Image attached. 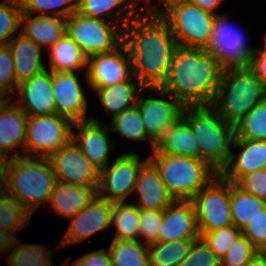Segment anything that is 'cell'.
<instances>
[{"label":"cell","mask_w":266,"mask_h":266,"mask_svg":"<svg viewBox=\"0 0 266 266\" xmlns=\"http://www.w3.org/2000/svg\"><path fill=\"white\" fill-rule=\"evenodd\" d=\"M123 44L132 75L145 87H161L167 80L177 47L168 23L141 10L123 29Z\"/></svg>","instance_id":"1"},{"label":"cell","mask_w":266,"mask_h":266,"mask_svg":"<svg viewBox=\"0 0 266 266\" xmlns=\"http://www.w3.org/2000/svg\"><path fill=\"white\" fill-rule=\"evenodd\" d=\"M224 69L205 49L177 46L160 87L183 107L211 106Z\"/></svg>","instance_id":"2"},{"label":"cell","mask_w":266,"mask_h":266,"mask_svg":"<svg viewBox=\"0 0 266 266\" xmlns=\"http://www.w3.org/2000/svg\"><path fill=\"white\" fill-rule=\"evenodd\" d=\"M56 181L48 158L24 155L6 160L4 191L32 215L41 203L48 205Z\"/></svg>","instance_id":"3"},{"label":"cell","mask_w":266,"mask_h":266,"mask_svg":"<svg viewBox=\"0 0 266 266\" xmlns=\"http://www.w3.org/2000/svg\"><path fill=\"white\" fill-rule=\"evenodd\" d=\"M181 117L189 124L197 140L199 159L220 173L230 158L235 127L212 106L184 107Z\"/></svg>","instance_id":"4"},{"label":"cell","mask_w":266,"mask_h":266,"mask_svg":"<svg viewBox=\"0 0 266 266\" xmlns=\"http://www.w3.org/2000/svg\"><path fill=\"white\" fill-rule=\"evenodd\" d=\"M266 99V87L248 68L223 71L212 107L234 127L258 103Z\"/></svg>","instance_id":"5"},{"label":"cell","mask_w":266,"mask_h":266,"mask_svg":"<svg viewBox=\"0 0 266 266\" xmlns=\"http://www.w3.org/2000/svg\"><path fill=\"white\" fill-rule=\"evenodd\" d=\"M148 158L174 200L191 201L219 174L207 162L193 157L150 153Z\"/></svg>","instance_id":"6"},{"label":"cell","mask_w":266,"mask_h":266,"mask_svg":"<svg viewBox=\"0 0 266 266\" xmlns=\"http://www.w3.org/2000/svg\"><path fill=\"white\" fill-rule=\"evenodd\" d=\"M123 27L114 22L90 18L79 12L67 18L66 33L87 57L114 51L123 43Z\"/></svg>","instance_id":"7"},{"label":"cell","mask_w":266,"mask_h":266,"mask_svg":"<svg viewBox=\"0 0 266 266\" xmlns=\"http://www.w3.org/2000/svg\"><path fill=\"white\" fill-rule=\"evenodd\" d=\"M215 16L186 2L173 7L162 18L168 23L177 46L205 49L212 39Z\"/></svg>","instance_id":"8"},{"label":"cell","mask_w":266,"mask_h":266,"mask_svg":"<svg viewBox=\"0 0 266 266\" xmlns=\"http://www.w3.org/2000/svg\"><path fill=\"white\" fill-rule=\"evenodd\" d=\"M72 125L57 114L28 117L24 155L48 158L72 139Z\"/></svg>","instance_id":"9"},{"label":"cell","mask_w":266,"mask_h":266,"mask_svg":"<svg viewBox=\"0 0 266 266\" xmlns=\"http://www.w3.org/2000/svg\"><path fill=\"white\" fill-rule=\"evenodd\" d=\"M200 237L208 231L233 225L230 212V181L216 175L191 200Z\"/></svg>","instance_id":"10"},{"label":"cell","mask_w":266,"mask_h":266,"mask_svg":"<svg viewBox=\"0 0 266 266\" xmlns=\"http://www.w3.org/2000/svg\"><path fill=\"white\" fill-rule=\"evenodd\" d=\"M233 26L229 22V15L217 14L213 23L212 39L205 48L209 55L220 62L224 70L248 67L255 52V48L246 44V35Z\"/></svg>","instance_id":"11"},{"label":"cell","mask_w":266,"mask_h":266,"mask_svg":"<svg viewBox=\"0 0 266 266\" xmlns=\"http://www.w3.org/2000/svg\"><path fill=\"white\" fill-rule=\"evenodd\" d=\"M148 160L141 161L136 152L117 156L99 171L97 195L111 202H125L134 193L139 171Z\"/></svg>","instance_id":"12"},{"label":"cell","mask_w":266,"mask_h":266,"mask_svg":"<svg viewBox=\"0 0 266 266\" xmlns=\"http://www.w3.org/2000/svg\"><path fill=\"white\" fill-rule=\"evenodd\" d=\"M147 92L157 96L145 98L140 94L136 106L147 137L156 145L166 130L181 117L184 107L160 87L147 88Z\"/></svg>","instance_id":"13"},{"label":"cell","mask_w":266,"mask_h":266,"mask_svg":"<svg viewBox=\"0 0 266 266\" xmlns=\"http://www.w3.org/2000/svg\"><path fill=\"white\" fill-rule=\"evenodd\" d=\"M48 160L57 181L98 188L99 170L89 162L72 139L50 155Z\"/></svg>","instance_id":"14"},{"label":"cell","mask_w":266,"mask_h":266,"mask_svg":"<svg viewBox=\"0 0 266 266\" xmlns=\"http://www.w3.org/2000/svg\"><path fill=\"white\" fill-rule=\"evenodd\" d=\"M85 79L91 88H104L127 81L132 76L131 61L122 43L114 51L88 57Z\"/></svg>","instance_id":"15"},{"label":"cell","mask_w":266,"mask_h":266,"mask_svg":"<svg viewBox=\"0 0 266 266\" xmlns=\"http://www.w3.org/2000/svg\"><path fill=\"white\" fill-rule=\"evenodd\" d=\"M112 206L113 202L96 194L82 211L67 219L71 222L59 248L81 243L97 232L109 228Z\"/></svg>","instance_id":"16"},{"label":"cell","mask_w":266,"mask_h":266,"mask_svg":"<svg viewBox=\"0 0 266 266\" xmlns=\"http://www.w3.org/2000/svg\"><path fill=\"white\" fill-rule=\"evenodd\" d=\"M109 131L107 125L91 116L72 125V140L99 171L109 164L110 149L115 147L108 137Z\"/></svg>","instance_id":"17"},{"label":"cell","mask_w":266,"mask_h":266,"mask_svg":"<svg viewBox=\"0 0 266 266\" xmlns=\"http://www.w3.org/2000/svg\"><path fill=\"white\" fill-rule=\"evenodd\" d=\"M76 72L52 71V88L56 114L73 123L88 120V100Z\"/></svg>","instance_id":"18"},{"label":"cell","mask_w":266,"mask_h":266,"mask_svg":"<svg viewBox=\"0 0 266 266\" xmlns=\"http://www.w3.org/2000/svg\"><path fill=\"white\" fill-rule=\"evenodd\" d=\"M14 103L27 115L39 116L56 114L52 88V71L45 69L18 84Z\"/></svg>","instance_id":"19"},{"label":"cell","mask_w":266,"mask_h":266,"mask_svg":"<svg viewBox=\"0 0 266 266\" xmlns=\"http://www.w3.org/2000/svg\"><path fill=\"white\" fill-rule=\"evenodd\" d=\"M199 238L196 212L192 201L175 200L163 210L158 242Z\"/></svg>","instance_id":"20"},{"label":"cell","mask_w":266,"mask_h":266,"mask_svg":"<svg viewBox=\"0 0 266 266\" xmlns=\"http://www.w3.org/2000/svg\"><path fill=\"white\" fill-rule=\"evenodd\" d=\"M232 147L241 151L236 155L231 150L228 163L219 173L226 180L236 183L246 174L266 168V141L247 140L235 135Z\"/></svg>","instance_id":"21"},{"label":"cell","mask_w":266,"mask_h":266,"mask_svg":"<svg viewBox=\"0 0 266 266\" xmlns=\"http://www.w3.org/2000/svg\"><path fill=\"white\" fill-rule=\"evenodd\" d=\"M11 102L9 101L0 111V156L6 160L24 156L28 122V115ZM19 147L23 148L21 155L17 150Z\"/></svg>","instance_id":"22"},{"label":"cell","mask_w":266,"mask_h":266,"mask_svg":"<svg viewBox=\"0 0 266 266\" xmlns=\"http://www.w3.org/2000/svg\"><path fill=\"white\" fill-rule=\"evenodd\" d=\"M134 194L138 199L135 205L141 210H164L175 201L150 160L139 171Z\"/></svg>","instance_id":"23"},{"label":"cell","mask_w":266,"mask_h":266,"mask_svg":"<svg viewBox=\"0 0 266 266\" xmlns=\"http://www.w3.org/2000/svg\"><path fill=\"white\" fill-rule=\"evenodd\" d=\"M141 10L139 0H77V12L90 18L118 23L123 28Z\"/></svg>","instance_id":"24"},{"label":"cell","mask_w":266,"mask_h":266,"mask_svg":"<svg viewBox=\"0 0 266 266\" xmlns=\"http://www.w3.org/2000/svg\"><path fill=\"white\" fill-rule=\"evenodd\" d=\"M67 18L27 14L22 11L20 31L25 38L31 39L42 49H49L66 33Z\"/></svg>","instance_id":"25"},{"label":"cell","mask_w":266,"mask_h":266,"mask_svg":"<svg viewBox=\"0 0 266 266\" xmlns=\"http://www.w3.org/2000/svg\"><path fill=\"white\" fill-rule=\"evenodd\" d=\"M7 45L12 53L14 73L18 83L47 69L42 59L45 50L31 39L25 38L19 33Z\"/></svg>","instance_id":"26"},{"label":"cell","mask_w":266,"mask_h":266,"mask_svg":"<svg viewBox=\"0 0 266 266\" xmlns=\"http://www.w3.org/2000/svg\"><path fill=\"white\" fill-rule=\"evenodd\" d=\"M97 92L99 101L107 115L112 118L123 111L136 106L140 94L146 92L145 88L133 75L119 84L104 88H92Z\"/></svg>","instance_id":"27"},{"label":"cell","mask_w":266,"mask_h":266,"mask_svg":"<svg viewBox=\"0 0 266 266\" xmlns=\"http://www.w3.org/2000/svg\"><path fill=\"white\" fill-rule=\"evenodd\" d=\"M96 194L97 188L56 181L48 205L55 213L69 219L82 211Z\"/></svg>","instance_id":"28"},{"label":"cell","mask_w":266,"mask_h":266,"mask_svg":"<svg viewBox=\"0 0 266 266\" xmlns=\"http://www.w3.org/2000/svg\"><path fill=\"white\" fill-rule=\"evenodd\" d=\"M151 153H164L199 159L197 140L189 124L182 117L166 130Z\"/></svg>","instance_id":"29"},{"label":"cell","mask_w":266,"mask_h":266,"mask_svg":"<svg viewBox=\"0 0 266 266\" xmlns=\"http://www.w3.org/2000/svg\"><path fill=\"white\" fill-rule=\"evenodd\" d=\"M50 71L76 72L87 69L88 57L80 47L65 33L48 49Z\"/></svg>","instance_id":"30"},{"label":"cell","mask_w":266,"mask_h":266,"mask_svg":"<svg viewBox=\"0 0 266 266\" xmlns=\"http://www.w3.org/2000/svg\"><path fill=\"white\" fill-rule=\"evenodd\" d=\"M266 207V201L243 191L230 182V212L232 223L242 230Z\"/></svg>","instance_id":"31"},{"label":"cell","mask_w":266,"mask_h":266,"mask_svg":"<svg viewBox=\"0 0 266 266\" xmlns=\"http://www.w3.org/2000/svg\"><path fill=\"white\" fill-rule=\"evenodd\" d=\"M140 209L134 203L113 202L111 226H115L113 240L140 241Z\"/></svg>","instance_id":"32"},{"label":"cell","mask_w":266,"mask_h":266,"mask_svg":"<svg viewBox=\"0 0 266 266\" xmlns=\"http://www.w3.org/2000/svg\"><path fill=\"white\" fill-rule=\"evenodd\" d=\"M195 240L156 242L148 245L149 266H179Z\"/></svg>","instance_id":"33"},{"label":"cell","mask_w":266,"mask_h":266,"mask_svg":"<svg viewBox=\"0 0 266 266\" xmlns=\"http://www.w3.org/2000/svg\"><path fill=\"white\" fill-rule=\"evenodd\" d=\"M108 251L112 266H149L148 245L141 241L112 240Z\"/></svg>","instance_id":"34"},{"label":"cell","mask_w":266,"mask_h":266,"mask_svg":"<svg viewBox=\"0 0 266 266\" xmlns=\"http://www.w3.org/2000/svg\"><path fill=\"white\" fill-rule=\"evenodd\" d=\"M16 237L7 257V266H52L51 251L44 244L20 243ZM51 259V260H50Z\"/></svg>","instance_id":"35"},{"label":"cell","mask_w":266,"mask_h":266,"mask_svg":"<svg viewBox=\"0 0 266 266\" xmlns=\"http://www.w3.org/2000/svg\"><path fill=\"white\" fill-rule=\"evenodd\" d=\"M112 127L110 131L113 133H119L121 137L127 140L135 142L148 141L151 147V152L155 148V144L147 137L139 109L134 106L130 109L123 111L122 113L114 116L111 121Z\"/></svg>","instance_id":"36"},{"label":"cell","mask_w":266,"mask_h":266,"mask_svg":"<svg viewBox=\"0 0 266 266\" xmlns=\"http://www.w3.org/2000/svg\"><path fill=\"white\" fill-rule=\"evenodd\" d=\"M31 217L32 214L5 191L0 192V230L16 238V233L29 224Z\"/></svg>","instance_id":"37"},{"label":"cell","mask_w":266,"mask_h":266,"mask_svg":"<svg viewBox=\"0 0 266 266\" xmlns=\"http://www.w3.org/2000/svg\"><path fill=\"white\" fill-rule=\"evenodd\" d=\"M235 135L247 140L266 141V99L255 105L235 126Z\"/></svg>","instance_id":"38"},{"label":"cell","mask_w":266,"mask_h":266,"mask_svg":"<svg viewBox=\"0 0 266 266\" xmlns=\"http://www.w3.org/2000/svg\"><path fill=\"white\" fill-rule=\"evenodd\" d=\"M22 11L27 14L68 18L77 11V0H20Z\"/></svg>","instance_id":"39"},{"label":"cell","mask_w":266,"mask_h":266,"mask_svg":"<svg viewBox=\"0 0 266 266\" xmlns=\"http://www.w3.org/2000/svg\"><path fill=\"white\" fill-rule=\"evenodd\" d=\"M21 14L20 0L0 2V45H7L19 30Z\"/></svg>","instance_id":"40"},{"label":"cell","mask_w":266,"mask_h":266,"mask_svg":"<svg viewBox=\"0 0 266 266\" xmlns=\"http://www.w3.org/2000/svg\"><path fill=\"white\" fill-rule=\"evenodd\" d=\"M241 234L242 230L234 225H229L205 232L201 238L220 259L228 252L233 242H235Z\"/></svg>","instance_id":"41"},{"label":"cell","mask_w":266,"mask_h":266,"mask_svg":"<svg viewBox=\"0 0 266 266\" xmlns=\"http://www.w3.org/2000/svg\"><path fill=\"white\" fill-rule=\"evenodd\" d=\"M259 251L241 234L228 252L220 258V266H246Z\"/></svg>","instance_id":"42"},{"label":"cell","mask_w":266,"mask_h":266,"mask_svg":"<svg viewBox=\"0 0 266 266\" xmlns=\"http://www.w3.org/2000/svg\"><path fill=\"white\" fill-rule=\"evenodd\" d=\"M18 84L14 73L11 50L8 45H0V93L12 99Z\"/></svg>","instance_id":"43"},{"label":"cell","mask_w":266,"mask_h":266,"mask_svg":"<svg viewBox=\"0 0 266 266\" xmlns=\"http://www.w3.org/2000/svg\"><path fill=\"white\" fill-rule=\"evenodd\" d=\"M163 220V210H141L139 218L140 241L150 245L158 242L159 229Z\"/></svg>","instance_id":"44"},{"label":"cell","mask_w":266,"mask_h":266,"mask_svg":"<svg viewBox=\"0 0 266 266\" xmlns=\"http://www.w3.org/2000/svg\"><path fill=\"white\" fill-rule=\"evenodd\" d=\"M179 266H220V259L200 237L193 242L188 256Z\"/></svg>","instance_id":"45"},{"label":"cell","mask_w":266,"mask_h":266,"mask_svg":"<svg viewBox=\"0 0 266 266\" xmlns=\"http://www.w3.org/2000/svg\"><path fill=\"white\" fill-rule=\"evenodd\" d=\"M242 234L259 252L266 248V207L242 229Z\"/></svg>","instance_id":"46"},{"label":"cell","mask_w":266,"mask_h":266,"mask_svg":"<svg viewBox=\"0 0 266 266\" xmlns=\"http://www.w3.org/2000/svg\"><path fill=\"white\" fill-rule=\"evenodd\" d=\"M235 184L243 191L266 201V168L246 174Z\"/></svg>","instance_id":"47"},{"label":"cell","mask_w":266,"mask_h":266,"mask_svg":"<svg viewBox=\"0 0 266 266\" xmlns=\"http://www.w3.org/2000/svg\"><path fill=\"white\" fill-rule=\"evenodd\" d=\"M76 266H112L110 253L105 248L84 254L74 261Z\"/></svg>","instance_id":"48"},{"label":"cell","mask_w":266,"mask_h":266,"mask_svg":"<svg viewBox=\"0 0 266 266\" xmlns=\"http://www.w3.org/2000/svg\"><path fill=\"white\" fill-rule=\"evenodd\" d=\"M159 1V2H158ZM152 0H146L142 4V10L149 16L152 17H163L168 11H170L173 7L177 5H181L183 3L189 2V0H155V2H158V6L156 7V4L153 3ZM147 5V6H146ZM149 5H152L149 7ZM148 8L145 10V8Z\"/></svg>","instance_id":"49"},{"label":"cell","mask_w":266,"mask_h":266,"mask_svg":"<svg viewBox=\"0 0 266 266\" xmlns=\"http://www.w3.org/2000/svg\"><path fill=\"white\" fill-rule=\"evenodd\" d=\"M248 68L266 87V58H251Z\"/></svg>","instance_id":"50"},{"label":"cell","mask_w":266,"mask_h":266,"mask_svg":"<svg viewBox=\"0 0 266 266\" xmlns=\"http://www.w3.org/2000/svg\"><path fill=\"white\" fill-rule=\"evenodd\" d=\"M222 1L223 0H189L190 3L214 15L219 14L216 12V9L219 7Z\"/></svg>","instance_id":"51"},{"label":"cell","mask_w":266,"mask_h":266,"mask_svg":"<svg viewBox=\"0 0 266 266\" xmlns=\"http://www.w3.org/2000/svg\"><path fill=\"white\" fill-rule=\"evenodd\" d=\"M14 239L15 238L10 233L0 230V255H2L1 253L3 252L11 250Z\"/></svg>","instance_id":"52"},{"label":"cell","mask_w":266,"mask_h":266,"mask_svg":"<svg viewBox=\"0 0 266 266\" xmlns=\"http://www.w3.org/2000/svg\"><path fill=\"white\" fill-rule=\"evenodd\" d=\"M246 266H266V259L258 252Z\"/></svg>","instance_id":"53"},{"label":"cell","mask_w":266,"mask_h":266,"mask_svg":"<svg viewBox=\"0 0 266 266\" xmlns=\"http://www.w3.org/2000/svg\"><path fill=\"white\" fill-rule=\"evenodd\" d=\"M6 159L0 156V192L4 191V166Z\"/></svg>","instance_id":"54"},{"label":"cell","mask_w":266,"mask_h":266,"mask_svg":"<svg viewBox=\"0 0 266 266\" xmlns=\"http://www.w3.org/2000/svg\"><path fill=\"white\" fill-rule=\"evenodd\" d=\"M263 41L265 43L263 49H255V52L252 54L251 58H266V34Z\"/></svg>","instance_id":"55"},{"label":"cell","mask_w":266,"mask_h":266,"mask_svg":"<svg viewBox=\"0 0 266 266\" xmlns=\"http://www.w3.org/2000/svg\"><path fill=\"white\" fill-rule=\"evenodd\" d=\"M11 101L10 98H8L6 95L0 93V111L3 109V107Z\"/></svg>","instance_id":"56"},{"label":"cell","mask_w":266,"mask_h":266,"mask_svg":"<svg viewBox=\"0 0 266 266\" xmlns=\"http://www.w3.org/2000/svg\"><path fill=\"white\" fill-rule=\"evenodd\" d=\"M67 261V262H66ZM64 263H63V265H61V266H69L70 264V266H76V264L74 263V262H72V263H70V264H68L69 263V261H68V259L66 260Z\"/></svg>","instance_id":"57"},{"label":"cell","mask_w":266,"mask_h":266,"mask_svg":"<svg viewBox=\"0 0 266 266\" xmlns=\"http://www.w3.org/2000/svg\"><path fill=\"white\" fill-rule=\"evenodd\" d=\"M260 253L262 254V256L266 259V248L262 249L260 251Z\"/></svg>","instance_id":"58"},{"label":"cell","mask_w":266,"mask_h":266,"mask_svg":"<svg viewBox=\"0 0 266 266\" xmlns=\"http://www.w3.org/2000/svg\"><path fill=\"white\" fill-rule=\"evenodd\" d=\"M145 1H146V0H139V2H140L141 4H143Z\"/></svg>","instance_id":"59"}]
</instances>
